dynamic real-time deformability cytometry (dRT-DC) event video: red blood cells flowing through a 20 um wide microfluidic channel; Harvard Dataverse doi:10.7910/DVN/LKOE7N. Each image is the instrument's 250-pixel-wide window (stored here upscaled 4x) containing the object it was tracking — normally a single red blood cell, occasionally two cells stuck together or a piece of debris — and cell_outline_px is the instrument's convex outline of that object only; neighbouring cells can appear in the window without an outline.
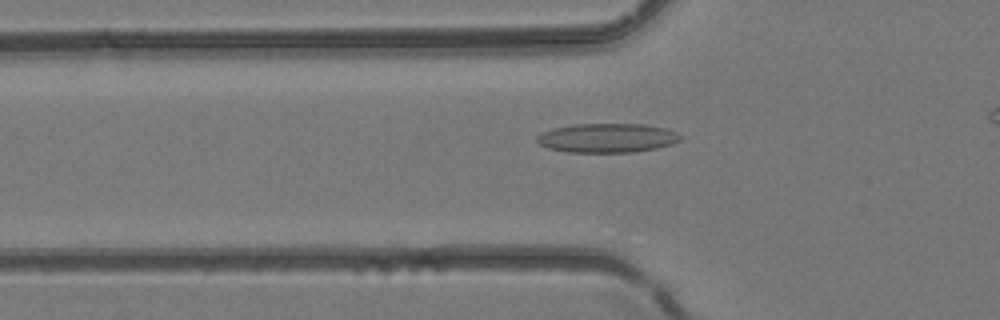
{"species": "common noctule bat (a hibernating species)", "species_latin": "Nyctalus noctula", "temperature_condition": "room temperature", "stored_images_in_passage": 3, "camera_frame_rate_fps": 3000, "um_per_image_px": 0.085, "animal": {"sex": "female", "body_mass_g": 24.6, "forearm_length_mm": 56.2}, "frame": {"image": 1, "passage_image": 3, "time_ms": 0.667, "image_size_px": [1000, 320], "cell_outline_px": [[684, 136], [680, 140], [672, 144], [656, 148], [632, 152], [568, 152], [548, 148], [540, 144], [536, 140], [536, 136], [540, 132], [552, 128], [576, 124], [644, 124], [664, 128], [676, 132]], "centroid_in_image_um": [51.6, 11.72], "position_along_channel_um": 74.2, "area_um2": 24.45}}